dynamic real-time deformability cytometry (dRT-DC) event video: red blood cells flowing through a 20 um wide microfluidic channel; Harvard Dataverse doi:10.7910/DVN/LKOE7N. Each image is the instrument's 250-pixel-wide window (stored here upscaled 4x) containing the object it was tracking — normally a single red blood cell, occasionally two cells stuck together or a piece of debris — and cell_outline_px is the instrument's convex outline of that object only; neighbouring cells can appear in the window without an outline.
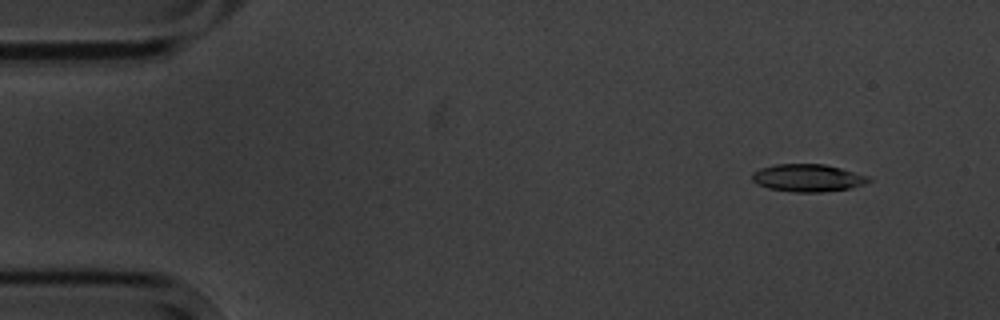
{"species": "common noctule bat (a hibernating species)", "species_latin": "Nyctalus noctula", "temperature_condition": "cold", "stored_images_in_passage": 5, "camera_frame_rate_fps": 3000, "um_per_image_px": 0.085, "animal": {"sex": "male", "body_mass_g": 20.1, "forearm_length_mm": 53.5}, "frame": {"image": 1, "passage_image": 2, "time_ms": 1.333, "image_size_px": [1000, 320], "cell_outline_px": [[872, 180], [864, 184], [848, 188], [820, 192], [792, 192], [768, 188], [756, 184], [752, 180], [752, 172], [760, 168], [776, 164], [824, 164], [872, 176]], "centroid_in_image_um": [68.66, 15.12], "position_along_channel_um": 16.3, "area_um2": 18.79}}
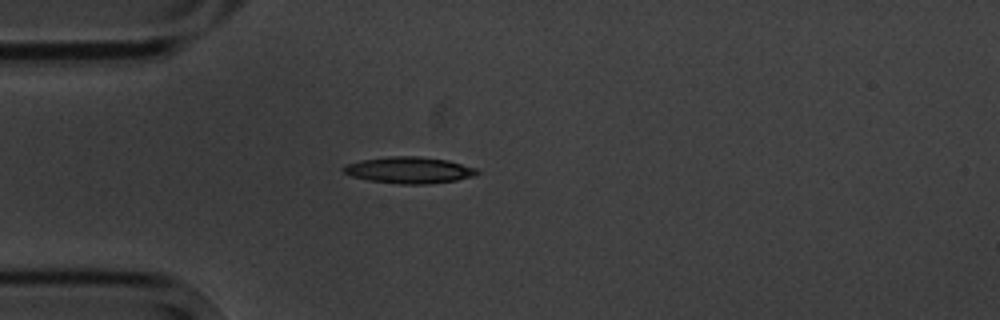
{"frame": {"image": 2, "passage_image": 5, "time_ms": 4.667, "image_size_px": [1000, 320], "cell_outline_px": [[480, 172], [476, 176], [456, 180], [428, 184], [400, 184], [368, 180], [352, 176], [344, 172], [340, 168], [344, 164], [360, 160], [388, 156], [420, 156], [448, 160], [476, 168]], "centroid_in_image_um": [34.76, 14.45], "position_along_channel_um": 50.2, "area_um2": 20.81}}